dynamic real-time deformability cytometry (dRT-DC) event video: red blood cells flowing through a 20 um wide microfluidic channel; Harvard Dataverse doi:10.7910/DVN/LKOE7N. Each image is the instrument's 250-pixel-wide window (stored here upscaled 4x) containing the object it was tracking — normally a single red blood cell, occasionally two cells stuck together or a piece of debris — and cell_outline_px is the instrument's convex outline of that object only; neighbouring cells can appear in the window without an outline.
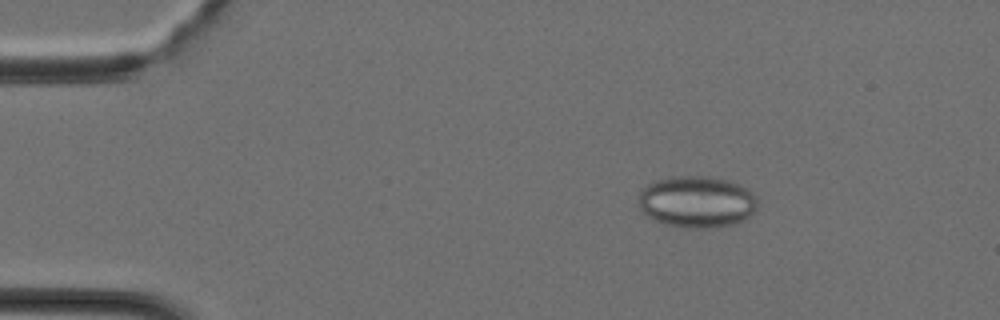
{"species": "Egyptian fruit bat (a non-hibernating species)", "species_latin": "Rousettus aegyptiacus", "temperature_condition": "cold", "stored_images_in_passage": 34, "segment_of_instrument_passage": [1, 2], "camera_frame_rate_fps": 3000, "um_per_image_px": 0.085, "animal": {"sex": "female"}, "frame": {"image": 1, "passage_image": 1, "time_ms": 0.0, "image_size_px": [1000, 320], "cell_outline_px": [[760, 204], [756, 212], [744, 220], [732, 224], [708, 228], [684, 228], [664, 224], [648, 216], [640, 208], [640, 192], [648, 184], [656, 180], [672, 176], [708, 176], [728, 180], [740, 184], [748, 188], [756, 196]], "centroid_in_image_um": [59.3, 17.15], "position_along_channel_um": 25.7, "area_um2": 36.18}}